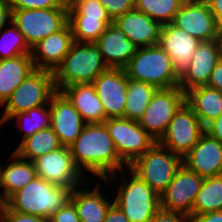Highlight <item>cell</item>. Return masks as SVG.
<instances>
[{
    "label": "cell",
    "instance_id": "obj_1",
    "mask_svg": "<svg viewBox=\"0 0 222 222\" xmlns=\"http://www.w3.org/2000/svg\"><path fill=\"white\" fill-rule=\"evenodd\" d=\"M75 165L82 174L103 180L106 187L113 188L117 172L128 168L116 151L114 141L104 123L85 124L81 133L69 146ZM125 166V167H124ZM87 175V176H86ZM115 183H112V182ZM111 185V186H110Z\"/></svg>",
    "mask_w": 222,
    "mask_h": 222
},
{
    "label": "cell",
    "instance_id": "obj_2",
    "mask_svg": "<svg viewBox=\"0 0 222 222\" xmlns=\"http://www.w3.org/2000/svg\"><path fill=\"white\" fill-rule=\"evenodd\" d=\"M72 190L36 176L1 204L0 211H18L50 219L70 201Z\"/></svg>",
    "mask_w": 222,
    "mask_h": 222
},
{
    "label": "cell",
    "instance_id": "obj_3",
    "mask_svg": "<svg viewBox=\"0 0 222 222\" xmlns=\"http://www.w3.org/2000/svg\"><path fill=\"white\" fill-rule=\"evenodd\" d=\"M108 69L95 43L74 41L61 64L53 72L57 91L83 83H92Z\"/></svg>",
    "mask_w": 222,
    "mask_h": 222
},
{
    "label": "cell",
    "instance_id": "obj_4",
    "mask_svg": "<svg viewBox=\"0 0 222 222\" xmlns=\"http://www.w3.org/2000/svg\"><path fill=\"white\" fill-rule=\"evenodd\" d=\"M124 70L128 78L149 83L156 89L179 86L172 60L159 44L138 48Z\"/></svg>",
    "mask_w": 222,
    "mask_h": 222
},
{
    "label": "cell",
    "instance_id": "obj_5",
    "mask_svg": "<svg viewBox=\"0 0 222 222\" xmlns=\"http://www.w3.org/2000/svg\"><path fill=\"white\" fill-rule=\"evenodd\" d=\"M125 169L119 171L121 184L116 193L114 203L122 210L129 222H150L155 213L160 209L159 195L129 168L131 175L124 174ZM125 176V177H124ZM127 178V179H125Z\"/></svg>",
    "mask_w": 222,
    "mask_h": 222
},
{
    "label": "cell",
    "instance_id": "obj_6",
    "mask_svg": "<svg viewBox=\"0 0 222 222\" xmlns=\"http://www.w3.org/2000/svg\"><path fill=\"white\" fill-rule=\"evenodd\" d=\"M182 164L183 158L181 156L155 142L144 154L136 158L128 168L160 196Z\"/></svg>",
    "mask_w": 222,
    "mask_h": 222
},
{
    "label": "cell",
    "instance_id": "obj_7",
    "mask_svg": "<svg viewBox=\"0 0 222 222\" xmlns=\"http://www.w3.org/2000/svg\"><path fill=\"white\" fill-rule=\"evenodd\" d=\"M56 91L53 72L35 69L1 106L4 110L0 117V126L17 113L49 104Z\"/></svg>",
    "mask_w": 222,
    "mask_h": 222
},
{
    "label": "cell",
    "instance_id": "obj_8",
    "mask_svg": "<svg viewBox=\"0 0 222 222\" xmlns=\"http://www.w3.org/2000/svg\"><path fill=\"white\" fill-rule=\"evenodd\" d=\"M13 25L30 49L68 23V8L12 9Z\"/></svg>",
    "mask_w": 222,
    "mask_h": 222
},
{
    "label": "cell",
    "instance_id": "obj_9",
    "mask_svg": "<svg viewBox=\"0 0 222 222\" xmlns=\"http://www.w3.org/2000/svg\"><path fill=\"white\" fill-rule=\"evenodd\" d=\"M185 102L186 93L179 86L170 89H157L138 122L158 142L173 116Z\"/></svg>",
    "mask_w": 222,
    "mask_h": 222
},
{
    "label": "cell",
    "instance_id": "obj_10",
    "mask_svg": "<svg viewBox=\"0 0 222 222\" xmlns=\"http://www.w3.org/2000/svg\"><path fill=\"white\" fill-rule=\"evenodd\" d=\"M103 123L114 141L117 153L128 166L156 142L136 120L110 118Z\"/></svg>",
    "mask_w": 222,
    "mask_h": 222
},
{
    "label": "cell",
    "instance_id": "obj_11",
    "mask_svg": "<svg viewBox=\"0 0 222 222\" xmlns=\"http://www.w3.org/2000/svg\"><path fill=\"white\" fill-rule=\"evenodd\" d=\"M204 131L205 128L200 120L185 102L173 116L158 143L183 158Z\"/></svg>",
    "mask_w": 222,
    "mask_h": 222
},
{
    "label": "cell",
    "instance_id": "obj_12",
    "mask_svg": "<svg viewBox=\"0 0 222 222\" xmlns=\"http://www.w3.org/2000/svg\"><path fill=\"white\" fill-rule=\"evenodd\" d=\"M33 163L37 176L50 183L72 189L85 184L87 177L75 165L69 147L39 156Z\"/></svg>",
    "mask_w": 222,
    "mask_h": 222
},
{
    "label": "cell",
    "instance_id": "obj_13",
    "mask_svg": "<svg viewBox=\"0 0 222 222\" xmlns=\"http://www.w3.org/2000/svg\"><path fill=\"white\" fill-rule=\"evenodd\" d=\"M203 181V177L182 164L166 190L159 196L160 208L191 217L193 204Z\"/></svg>",
    "mask_w": 222,
    "mask_h": 222
},
{
    "label": "cell",
    "instance_id": "obj_14",
    "mask_svg": "<svg viewBox=\"0 0 222 222\" xmlns=\"http://www.w3.org/2000/svg\"><path fill=\"white\" fill-rule=\"evenodd\" d=\"M172 24L200 41L219 39L220 28L205 0H185Z\"/></svg>",
    "mask_w": 222,
    "mask_h": 222
},
{
    "label": "cell",
    "instance_id": "obj_15",
    "mask_svg": "<svg viewBox=\"0 0 222 222\" xmlns=\"http://www.w3.org/2000/svg\"><path fill=\"white\" fill-rule=\"evenodd\" d=\"M92 84L98 98L103 104L105 120L123 118L128 88V77L125 70L108 68Z\"/></svg>",
    "mask_w": 222,
    "mask_h": 222
},
{
    "label": "cell",
    "instance_id": "obj_16",
    "mask_svg": "<svg viewBox=\"0 0 222 222\" xmlns=\"http://www.w3.org/2000/svg\"><path fill=\"white\" fill-rule=\"evenodd\" d=\"M221 57L222 51L219 39L202 41L197 46L186 70L179 77V87L186 93L195 87L206 86L210 74Z\"/></svg>",
    "mask_w": 222,
    "mask_h": 222
},
{
    "label": "cell",
    "instance_id": "obj_17",
    "mask_svg": "<svg viewBox=\"0 0 222 222\" xmlns=\"http://www.w3.org/2000/svg\"><path fill=\"white\" fill-rule=\"evenodd\" d=\"M183 164L203 178L222 174V143L204 131Z\"/></svg>",
    "mask_w": 222,
    "mask_h": 222
},
{
    "label": "cell",
    "instance_id": "obj_18",
    "mask_svg": "<svg viewBox=\"0 0 222 222\" xmlns=\"http://www.w3.org/2000/svg\"><path fill=\"white\" fill-rule=\"evenodd\" d=\"M51 128L64 147H69L86 124L68 98L56 91L50 99Z\"/></svg>",
    "mask_w": 222,
    "mask_h": 222
},
{
    "label": "cell",
    "instance_id": "obj_19",
    "mask_svg": "<svg viewBox=\"0 0 222 222\" xmlns=\"http://www.w3.org/2000/svg\"><path fill=\"white\" fill-rule=\"evenodd\" d=\"M201 42L172 23L162 25L159 45L170 56L173 69L179 77L186 70Z\"/></svg>",
    "mask_w": 222,
    "mask_h": 222
},
{
    "label": "cell",
    "instance_id": "obj_20",
    "mask_svg": "<svg viewBox=\"0 0 222 222\" xmlns=\"http://www.w3.org/2000/svg\"><path fill=\"white\" fill-rule=\"evenodd\" d=\"M73 43L72 29L67 23L61 30L45 37L31 49L34 68L54 72Z\"/></svg>",
    "mask_w": 222,
    "mask_h": 222
},
{
    "label": "cell",
    "instance_id": "obj_21",
    "mask_svg": "<svg viewBox=\"0 0 222 222\" xmlns=\"http://www.w3.org/2000/svg\"><path fill=\"white\" fill-rule=\"evenodd\" d=\"M113 23L138 48L159 44L162 25L135 8L116 18Z\"/></svg>",
    "mask_w": 222,
    "mask_h": 222
},
{
    "label": "cell",
    "instance_id": "obj_22",
    "mask_svg": "<svg viewBox=\"0 0 222 222\" xmlns=\"http://www.w3.org/2000/svg\"><path fill=\"white\" fill-rule=\"evenodd\" d=\"M95 44L108 68L124 69L138 49L114 23L107 26Z\"/></svg>",
    "mask_w": 222,
    "mask_h": 222
},
{
    "label": "cell",
    "instance_id": "obj_23",
    "mask_svg": "<svg viewBox=\"0 0 222 222\" xmlns=\"http://www.w3.org/2000/svg\"><path fill=\"white\" fill-rule=\"evenodd\" d=\"M97 181L101 182L91 190L84 189V184L72 190L70 201L74 204L81 222H104L109 207L114 202V198L109 200L108 195L102 193L103 180Z\"/></svg>",
    "mask_w": 222,
    "mask_h": 222
},
{
    "label": "cell",
    "instance_id": "obj_24",
    "mask_svg": "<svg viewBox=\"0 0 222 222\" xmlns=\"http://www.w3.org/2000/svg\"><path fill=\"white\" fill-rule=\"evenodd\" d=\"M61 92L80 113L86 124L103 123L105 110L98 98L92 83L74 84L67 86Z\"/></svg>",
    "mask_w": 222,
    "mask_h": 222
},
{
    "label": "cell",
    "instance_id": "obj_25",
    "mask_svg": "<svg viewBox=\"0 0 222 222\" xmlns=\"http://www.w3.org/2000/svg\"><path fill=\"white\" fill-rule=\"evenodd\" d=\"M11 153V161L2 166L0 205L37 176L33 161L19 157L14 151Z\"/></svg>",
    "mask_w": 222,
    "mask_h": 222
},
{
    "label": "cell",
    "instance_id": "obj_26",
    "mask_svg": "<svg viewBox=\"0 0 222 222\" xmlns=\"http://www.w3.org/2000/svg\"><path fill=\"white\" fill-rule=\"evenodd\" d=\"M34 70L31 54L0 59V107Z\"/></svg>",
    "mask_w": 222,
    "mask_h": 222
},
{
    "label": "cell",
    "instance_id": "obj_27",
    "mask_svg": "<svg viewBox=\"0 0 222 222\" xmlns=\"http://www.w3.org/2000/svg\"><path fill=\"white\" fill-rule=\"evenodd\" d=\"M186 103L204 128L222 114V92L207 85L187 91Z\"/></svg>",
    "mask_w": 222,
    "mask_h": 222
},
{
    "label": "cell",
    "instance_id": "obj_28",
    "mask_svg": "<svg viewBox=\"0 0 222 222\" xmlns=\"http://www.w3.org/2000/svg\"><path fill=\"white\" fill-rule=\"evenodd\" d=\"M64 147L51 127L35 132L12 149L19 157L33 161L39 156Z\"/></svg>",
    "mask_w": 222,
    "mask_h": 222
},
{
    "label": "cell",
    "instance_id": "obj_29",
    "mask_svg": "<svg viewBox=\"0 0 222 222\" xmlns=\"http://www.w3.org/2000/svg\"><path fill=\"white\" fill-rule=\"evenodd\" d=\"M156 88L149 83L128 78L124 118L138 121L148 107Z\"/></svg>",
    "mask_w": 222,
    "mask_h": 222
},
{
    "label": "cell",
    "instance_id": "obj_30",
    "mask_svg": "<svg viewBox=\"0 0 222 222\" xmlns=\"http://www.w3.org/2000/svg\"><path fill=\"white\" fill-rule=\"evenodd\" d=\"M222 211V174L204 178L191 215Z\"/></svg>",
    "mask_w": 222,
    "mask_h": 222
},
{
    "label": "cell",
    "instance_id": "obj_31",
    "mask_svg": "<svg viewBox=\"0 0 222 222\" xmlns=\"http://www.w3.org/2000/svg\"><path fill=\"white\" fill-rule=\"evenodd\" d=\"M14 120L17 122L16 127L18 126L20 131H24L22 139H20L22 141L37 131L51 127L50 103L17 113L8 120L7 124L10 121L14 123Z\"/></svg>",
    "mask_w": 222,
    "mask_h": 222
},
{
    "label": "cell",
    "instance_id": "obj_32",
    "mask_svg": "<svg viewBox=\"0 0 222 222\" xmlns=\"http://www.w3.org/2000/svg\"><path fill=\"white\" fill-rule=\"evenodd\" d=\"M74 41L95 43L99 36L113 23L111 19H92L83 15H68Z\"/></svg>",
    "mask_w": 222,
    "mask_h": 222
},
{
    "label": "cell",
    "instance_id": "obj_33",
    "mask_svg": "<svg viewBox=\"0 0 222 222\" xmlns=\"http://www.w3.org/2000/svg\"><path fill=\"white\" fill-rule=\"evenodd\" d=\"M185 0H134V8L161 25L172 23Z\"/></svg>",
    "mask_w": 222,
    "mask_h": 222
},
{
    "label": "cell",
    "instance_id": "obj_34",
    "mask_svg": "<svg viewBox=\"0 0 222 222\" xmlns=\"http://www.w3.org/2000/svg\"><path fill=\"white\" fill-rule=\"evenodd\" d=\"M22 54H31L22 33L11 22L0 30V59L12 58Z\"/></svg>",
    "mask_w": 222,
    "mask_h": 222
},
{
    "label": "cell",
    "instance_id": "obj_35",
    "mask_svg": "<svg viewBox=\"0 0 222 222\" xmlns=\"http://www.w3.org/2000/svg\"><path fill=\"white\" fill-rule=\"evenodd\" d=\"M68 15H83L92 19H110L99 0H68Z\"/></svg>",
    "mask_w": 222,
    "mask_h": 222
},
{
    "label": "cell",
    "instance_id": "obj_36",
    "mask_svg": "<svg viewBox=\"0 0 222 222\" xmlns=\"http://www.w3.org/2000/svg\"><path fill=\"white\" fill-rule=\"evenodd\" d=\"M12 9L68 8V0H8Z\"/></svg>",
    "mask_w": 222,
    "mask_h": 222
},
{
    "label": "cell",
    "instance_id": "obj_37",
    "mask_svg": "<svg viewBox=\"0 0 222 222\" xmlns=\"http://www.w3.org/2000/svg\"><path fill=\"white\" fill-rule=\"evenodd\" d=\"M107 11L110 19L124 15L126 12L134 9V0H99Z\"/></svg>",
    "mask_w": 222,
    "mask_h": 222
},
{
    "label": "cell",
    "instance_id": "obj_38",
    "mask_svg": "<svg viewBox=\"0 0 222 222\" xmlns=\"http://www.w3.org/2000/svg\"><path fill=\"white\" fill-rule=\"evenodd\" d=\"M0 222H50V219L18 211H0Z\"/></svg>",
    "mask_w": 222,
    "mask_h": 222
},
{
    "label": "cell",
    "instance_id": "obj_39",
    "mask_svg": "<svg viewBox=\"0 0 222 222\" xmlns=\"http://www.w3.org/2000/svg\"><path fill=\"white\" fill-rule=\"evenodd\" d=\"M50 222H81L74 204L69 201L50 217Z\"/></svg>",
    "mask_w": 222,
    "mask_h": 222
},
{
    "label": "cell",
    "instance_id": "obj_40",
    "mask_svg": "<svg viewBox=\"0 0 222 222\" xmlns=\"http://www.w3.org/2000/svg\"><path fill=\"white\" fill-rule=\"evenodd\" d=\"M150 222H190V217L182 213L159 209Z\"/></svg>",
    "mask_w": 222,
    "mask_h": 222
},
{
    "label": "cell",
    "instance_id": "obj_41",
    "mask_svg": "<svg viewBox=\"0 0 222 222\" xmlns=\"http://www.w3.org/2000/svg\"><path fill=\"white\" fill-rule=\"evenodd\" d=\"M207 86L222 92V57L210 74Z\"/></svg>",
    "mask_w": 222,
    "mask_h": 222
},
{
    "label": "cell",
    "instance_id": "obj_42",
    "mask_svg": "<svg viewBox=\"0 0 222 222\" xmlns=\"http://www.w3.org/2000/svg\"><path fill=\"white\" fill-rule=\"evenodd\" d=\"M12 20V8L8 0H0V30L8 26Z\"/></svg>",
    "mask_w": 222,
    "mask_h": 222
},
{
    "label": "cell",
    "instance_id": "obj_43",
    "mask_svg": "<svg viewBox=\"0 0 222 222\" xmlns=\"http://www.w3.org/2000/svg\"><path fill=\"white\" fill-rule=\"evenodd\" d=\"M104 222H129V220L118 205L113 202L109 207Z\"/></svg>",
    "mask_w": 222,
    "mask_h": 222
},
{
    "label": "cell",
    "instance_id": "obj_44",
    "mask_svg": "<svg viewBox=\"0 0 222 222\" xmlns=\"http://www.w3.org/2000/svg\"><path fill=\"white\" fill-rule=\"evenodd\" d=\"M190 222H222V211L191 215Z\"/></svg>",
    "mask_w": 222,
    "mask_h": 222
},
{
    "label": "cell",
    "instance_id": "obj_45",
    "mask_svg": "<svg viewBox=\"0 0 222 222\" xmlns=\"http://www.w3.org/2000/svg\"><path fill=\"white\" fill-rule=\"evenodd\" d=\"M205 131L222 143V114L205 127Z\"/></svg>",
    "mask_w": 222,
    "mask_h": 222
},
{
    "label": "cell",
    "instance_id": "obj_46",
    "mask_svg": "<svg viewBox=\"0 0 222 222\" xmlns=\"http://www.w3.org/2000/svg\"><path fill=\"white\" fill-rule=\"evenodd\" d=\"M208 4L209 10L213 14L215 21L222 30V0H205Z\"/></svg>",
    "mask_w": 222,
    "mask_h": 222
},
{
    "label": "cell",
    "instance_id": "obj_47",
    "mask_svg": "<svg viewBox=\"0 0 222 222\" xmlns=\"http://www.w3.org/2000/svg\"><path fill=\"white\" fill-rule=\"evenodd\" d=\"M219 40L221 43V51H222V30H220Z\"/></svg>",
    "mask_w": 222,
    "mask_h": 222
},
{
    "label": "cell",
    "instance_id": "obj_48",
    "mask_svg": "<svg viewBox=\"0 0 222 222\" xmlns=\"http://www.w3.org/2000/svg\"><path fill=\"white\" fill-rule=\"evenodd\" d=\"M2 164V165H1ZM0 164V189H1V174H2V166H3V163ZM1 194V193H0Z\"/></svg>",
    "mask_w": 222,
    "mask_h": 222
}]
</instances>
